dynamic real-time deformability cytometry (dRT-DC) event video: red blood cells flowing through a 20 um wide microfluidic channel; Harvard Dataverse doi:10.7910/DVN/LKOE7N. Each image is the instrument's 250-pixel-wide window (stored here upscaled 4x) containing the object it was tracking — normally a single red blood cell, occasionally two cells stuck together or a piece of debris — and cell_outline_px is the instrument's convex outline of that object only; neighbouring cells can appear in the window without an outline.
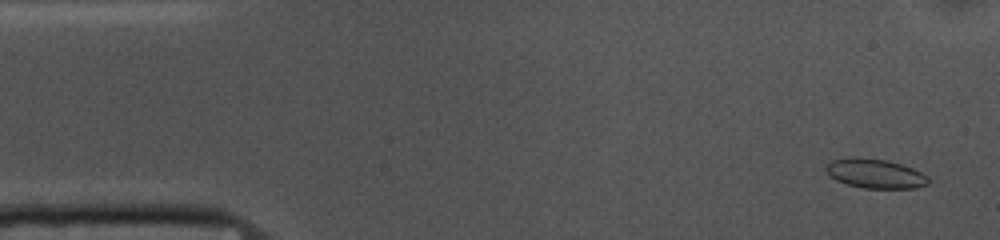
{"species": "common noctule bat (a hibernating species)", "species_latin": "Nyctalus noctula", "temperature_condition": "cold", "stored_images_in_passage": 53, "camera_frame_rate_fps": 3000, "um_per_image_px": 0.085, "animal": {"sex": "female", "body_mass_g": 10.0, "forearm_length_mm": 53.1}, "frame": {"image": 1, "passage_image": 3, "time_ms": 0.667, "image_size_px": [1000, 240], "cell_outline_px": [[928, 184], [916, 188], [864, 188], [848, 184], [836, 180], [824, 168], [832, 160], [852, 156], [860, 156], [884, 160], [900, 164], [912, 168], [928, 176]], "centroid_in_image_um": [74.38, 14.74], "position_along_channel_um": 10.6, "area_um2": 17.4}}
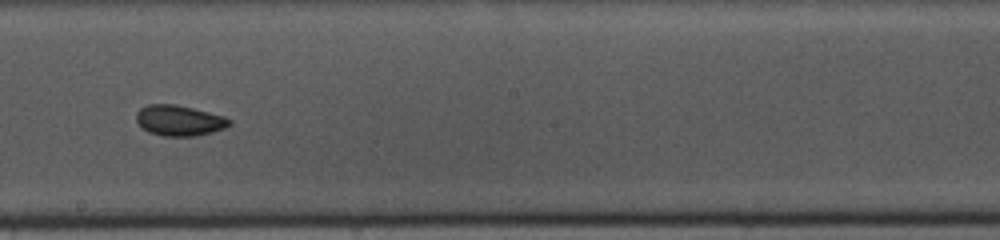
{"frame": {"image": 2, "passage_image": 29, "time_ms": 9.333, "image_size_px": [1000, 240], "cell_outline_px": [[232, 124], [224, 128], [212, 132], [196, 136], [164, 136], [148, 132], [136, 120], [136, 112], [140, 108], [148, 104], [176, 104], [224, 116], [232, 120]], "centroid_in_image_um": [15.24, 10.24], "position_along_channel_um": 233.0, "area_um2": 16.59}}
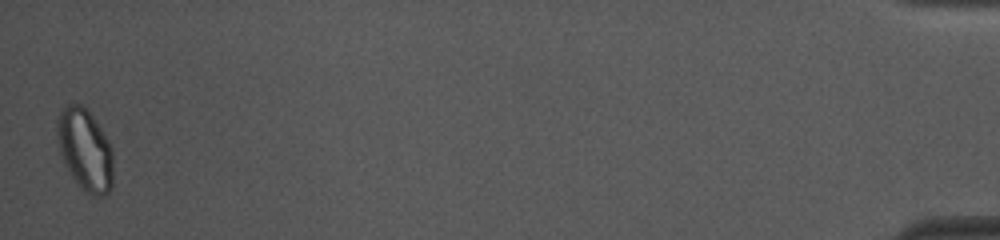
{"frame": {"image": 3, "passage_image": 53, "time_ms": 17.333, "image_size_px": [1000, 240], "cell_outline_px": [[112, 188], [104, 196], [96, 196], [84, 192], [76, 184], [64, 164], [60, 152], [56, 132], [56, 120], [60, 112], [68, 104], [84, 104], [108, 140], [112, 148]], "centroid_in_image_um": [7.21, 12.75], "position_along_channel_um": 428.0, "area_um2": 26.93}, "authors_computed_cell_mechanics": {"area_um2": 16.9354, "velocity_mm_per_s": 3.6863, "shape_relaxation_time_tau1_ms": 6.6764, "shape_relaxation_time_tau2_ms": 2.3445, "deformation_change_tau1": 0.0825, "deformation_change_tau2": 0.0559}}